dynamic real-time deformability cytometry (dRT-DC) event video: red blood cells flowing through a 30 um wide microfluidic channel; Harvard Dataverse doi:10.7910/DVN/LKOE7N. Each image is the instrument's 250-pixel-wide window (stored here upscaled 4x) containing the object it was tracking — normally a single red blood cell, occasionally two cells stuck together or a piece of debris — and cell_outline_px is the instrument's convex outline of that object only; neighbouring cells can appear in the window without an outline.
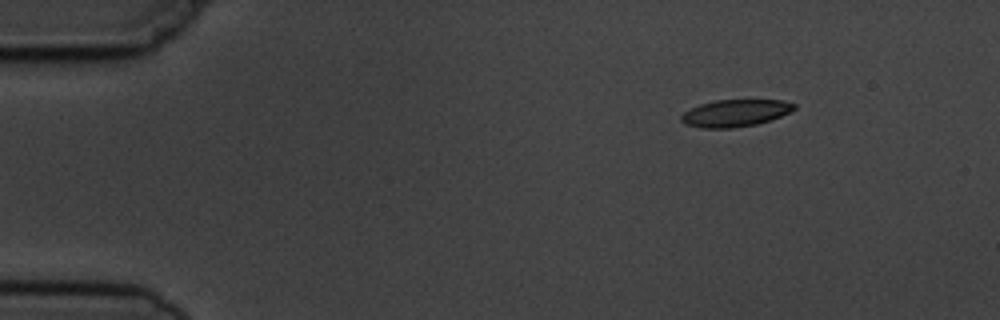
{"species": "common noctule bat (a hibernating species)", "species_latin": "Nyctalus noctula", "temperature_condition": "cold", "stored_images_in_passage": 5, "camera_frame_rate_fps": 3000, "um_per_image_px": 0.085, "animal": {"sex": "male", "body_mass_g": 19.5, "forearm_length_mm": 54.6}, "frame": {"image": 1, "passage_image": 1, "time_ms": 0.0, "image_size_px": [1000, 320], "cell_outline_px": [[796, 108], [792, 112], [772, 120], [756, 124], [732, 128], [704, 128], [684, 124], [680, 120], [680, 116], [684, 112], [700, 104], [716, 100], [784, 100], [796, 104]], "centroid_in_image_um": [62.53, 9.61], "position_along_channel_um": 22.5, "area_um2": 17.98}}
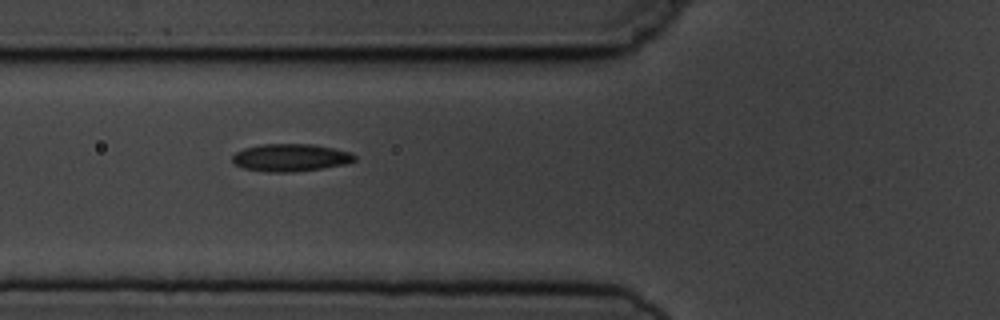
{"frame": {"image": 2, "passage_image": 4, "time_ms": 4.333, "image_size_px": [1000, 320], "cell_outline_px": [[356, 160], [348, 164], [324, 168], [292, 172], [268, 172], [244, 168], [232, 164], [232, 156], [236, 152], [244, 148], [260, 144], [312, 144], [352, 152], [356, 156]], "centroid_in_image_um": [24.71, 13.4], "position_along_channel_um": 101.1, "area_um2": 19.83}}
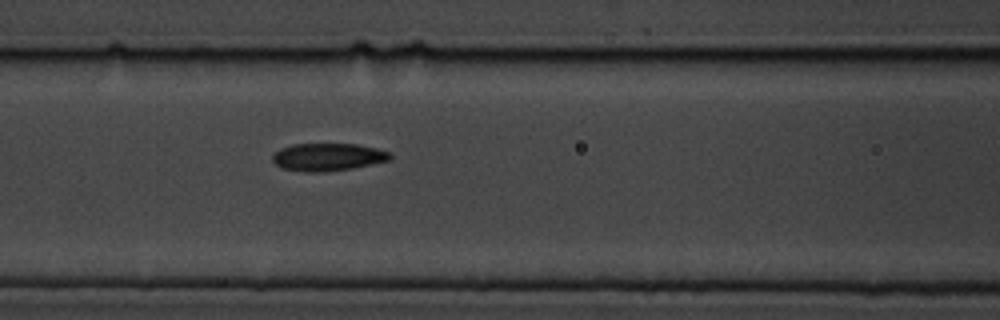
{"frame": {"image": 3, "passage_image": 5, "time_ms": 5.333, "image_size_px": [1000, 320], "cell_outline_px": [[392, 156], [388, 160], [352, 168], [324, 172], [308, 172], [280, 168], [272, 160], [272, 156], [280, 148], [292, 144], [356, 144], [376, 148], [388, 152]], "centroid_in_image_um": [27.82, 13.34], "position_along_channel_um": 138.8, "area_um2": 18.79}}